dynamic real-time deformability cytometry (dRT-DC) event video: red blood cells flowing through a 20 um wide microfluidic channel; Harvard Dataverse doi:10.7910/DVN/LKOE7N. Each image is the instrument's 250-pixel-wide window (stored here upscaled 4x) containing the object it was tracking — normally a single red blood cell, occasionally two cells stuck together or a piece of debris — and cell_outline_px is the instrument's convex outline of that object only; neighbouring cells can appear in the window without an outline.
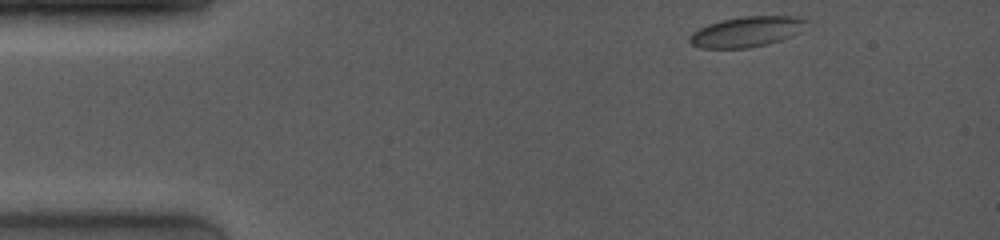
{"species": "common noctule bat (a hibernating species)", "species_latin": "Nyctalus noctula", "temperature_condition": "room temperature", "stored_images_in_passage": 9, "camera_frame_rate_fps": 4000, "um_per_image_px": 0.085, "animal": {"sex": "female", "body_mass_g": 19.0, "forearm_length_mm": 53.3}, "frame": {"image": 1, "passage_image": 1, "time_ms": 0.0, "image_size_px": [1000, 240], "cell_outline_px": [[808, 20], [800, 32], [792, 36], [780, 40], [748, 48], [700, 48], [692, 44], [688, 40], [688, 36], [692, 32], [708, 24], [720, 20], [744, 16], [796, 16]], "centroid_in_image_um": [63.44, 2.69], "position_along_channel_um": 21.6, "area_um2": 20.63}}
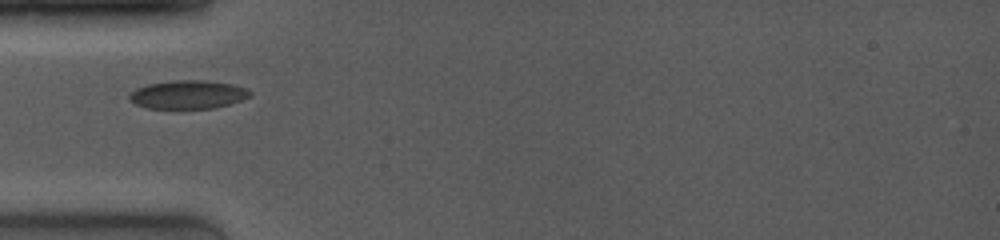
{"frame": {"image": 2, "passage_image": 4, "time_ms": 3.25, "image_size_px": [1000, 240], "cell_outline_px": [[252, 96], [228, 104], [212, 108], [144, 108], [128, 100], [128, 96], [136, 88], [148, 84], [176, 80], [204, 80], [232, 84], [248, 88], [252, 92]], "centroid_in_image_um": [15.98, 8.03], "position_along_channel_um": 69.0, "area_um2": 20.0}}
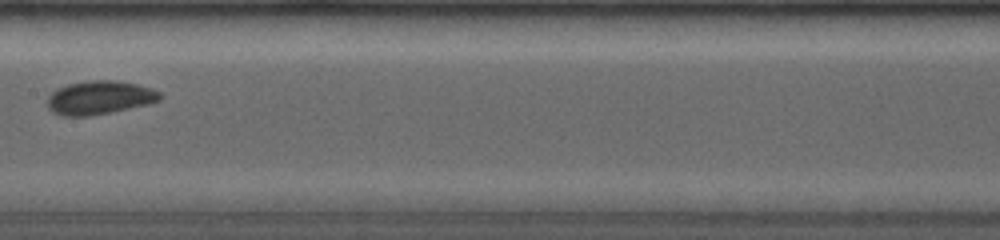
{"frame": {"image": 3, "passage_image": 7, "time_ms": 6.5, "image_size_px": [1000, 240], "cell_outline_px": [[164, 96], [160, 100], [148, 104], [112, 112], [88, 116], [60, 116], [52, 112], [48, 108], [48, 96], [52, 92], [68, 84], [92, 80], [116, 80], [136, 84], [152, 88], [160, 92]], "centroid_in_image_um": [8.49, 8.3], "position_along_channel_um": 198.9, "area_um2": 22.08}}